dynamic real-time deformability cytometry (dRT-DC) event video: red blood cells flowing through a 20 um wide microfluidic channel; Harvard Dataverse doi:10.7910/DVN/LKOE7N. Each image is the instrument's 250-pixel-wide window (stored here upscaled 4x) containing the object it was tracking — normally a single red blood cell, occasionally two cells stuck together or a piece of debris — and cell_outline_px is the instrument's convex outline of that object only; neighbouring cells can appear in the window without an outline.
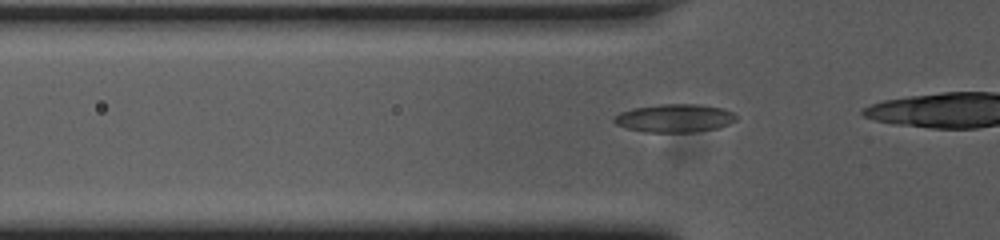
{"species": "common noctule bat (a hibernating species)", "species_latin": "Nyctalus noctula", "temperature_condition": "cold", "stored_images_in_passage": 20, "camera_frame_rate_fps": 3000, "um_per_image_px": 0.085, "animal": {"sex": "female", "body_mass_g": 23.0, "forearm_length_mm": 53.4}, "frame": {"image": 1, "passage_image": 11, "time_ms": 3.333, "image_size_px": [1000, 240], "cell_outline_px": [[736, 120], [720, 128], [692, 132], [644, 132], [628, 128], [616, 124], [612, 120], [612, 116], [620, 112], [632, 108], [660, 104], [696, 104], [724, 108], [732, 112], [736, 116]], "centroid_in_image_um": [57.32, 10.04], "position_along_channel_um": 68.5, "area_um2": 20.17}}
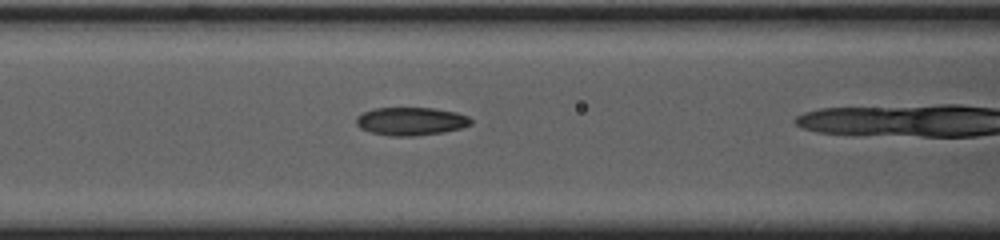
{"frame": {"image": 2, "passage_image": 16, "time_ms": 5.0, "image_size_px": [1000, 240], "cell_outline_px": [[472, 124], [460, 128], [444, 132], [416, 136], [392, 136], [372, 132], [360, 128], [356, 124], [356, 116], [372, 108], [432, 108], [456, 112], [468, 116], [472, 120]], "centroid_in_image_um": [34.93, 10.3], "position_along_channel_um": 131.7, "area_um2": 18.79}}
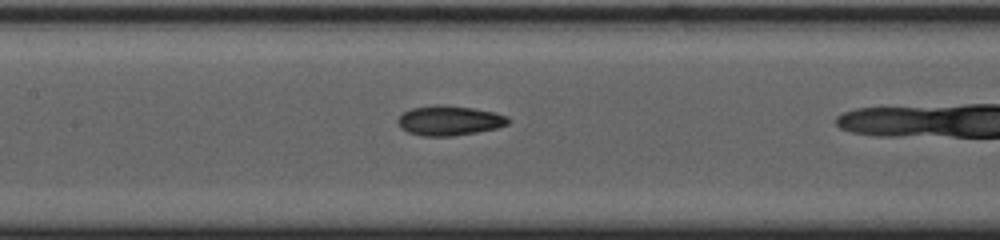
{"frame": {"image": 3, "passage_image": 19, "time_ms": 6.0, "image_size_px": [1000, 240], "cell_outline_px": [[508, 124], [496, 128], [476, 132], [452, 136], [424, 136], [408, 132], [400, 128], [396, 120], [404, 112], [412, 108], [436, 104], [444, 104], [472, 108], [492, 112], [508, 116]], "centroid_in_image_um": [38.15, 10.24], "position_along_channel_um": 169.2, "area_um2": 19.07}}